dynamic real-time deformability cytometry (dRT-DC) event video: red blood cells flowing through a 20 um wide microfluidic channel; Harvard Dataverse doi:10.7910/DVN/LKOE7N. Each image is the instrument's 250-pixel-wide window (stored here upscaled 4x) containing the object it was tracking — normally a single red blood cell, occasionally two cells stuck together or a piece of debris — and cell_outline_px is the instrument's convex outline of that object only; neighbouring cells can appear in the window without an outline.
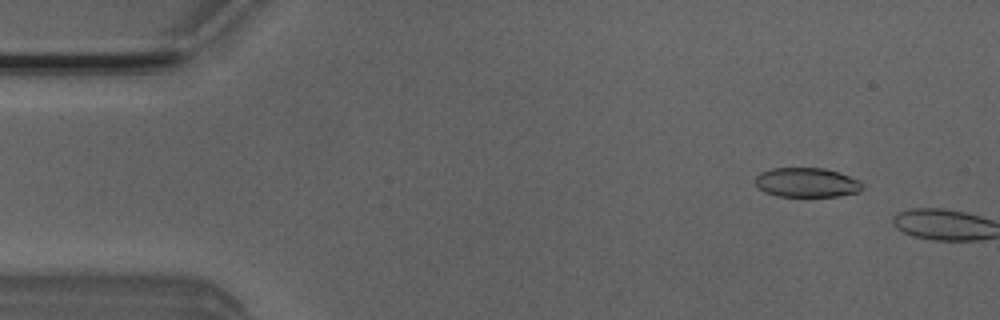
{"species": "Egyptian fruit bat (a non-hibernating species)", "species_latin": "Rousettus aegyptiacus", "temperature_condition": "room temperature", "stored_images_in_passage": 4, "camera_frame_rate_fps": 3000, "um_per_image_px": 0.085, "animal": {"sex": "male"}, "frame": {"image": 1, "passage_image": 2, "time_ms": 0.333, "image_size_px": [1000, 320], "cell_outline_px": [[864, 188], [860, 192], [836, 196], [776, 196], [764, 192], [756, 184], [756, 176], [760, 172], [772, 168], [824, 168], [860, 180], [864, 184]], "centroid_in_image_um": [68.59, 15.51], "position_along_channel_um": 16.4, "area_um2": 18.38}}